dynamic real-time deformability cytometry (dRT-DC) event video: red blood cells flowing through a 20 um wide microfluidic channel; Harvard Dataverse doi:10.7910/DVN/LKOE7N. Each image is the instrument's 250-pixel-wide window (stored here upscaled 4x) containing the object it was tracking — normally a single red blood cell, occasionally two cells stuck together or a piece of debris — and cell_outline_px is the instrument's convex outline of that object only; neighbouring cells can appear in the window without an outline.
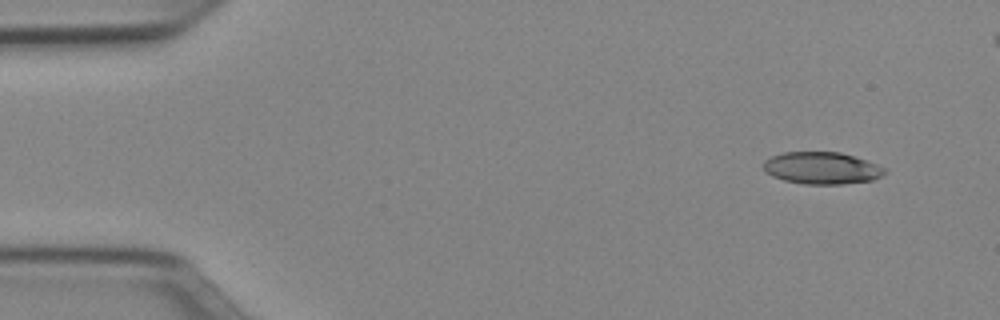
{"species": "Egyptian fruit bat (a non-hibernating species)", "species_latin": "Rousettus aegyptiacus", "temperature_condition": "cold", "stored_images_in_passage": 12, "camera_frame_rate_fps": 3000, "um_per_image_px": 0.085, "animal": {"sex": "female"}, "frame": {"image": 1, "passage_image": 1, "time_ms": 0.0, "image_size_px": [1000, 320], "cell_outline_px": [[888, 172], [872, 180], [844, 184], [804, 184], [784, 180], [772, 176], [764, 172], [764, 160], [772, 156], [784, 152], [840, 152], [868, 160], [888, 168]], "centroid_in_image_um": [69.89, 14.28], "position_along_channel_um": 15.1, "area_um2": 22.89}}